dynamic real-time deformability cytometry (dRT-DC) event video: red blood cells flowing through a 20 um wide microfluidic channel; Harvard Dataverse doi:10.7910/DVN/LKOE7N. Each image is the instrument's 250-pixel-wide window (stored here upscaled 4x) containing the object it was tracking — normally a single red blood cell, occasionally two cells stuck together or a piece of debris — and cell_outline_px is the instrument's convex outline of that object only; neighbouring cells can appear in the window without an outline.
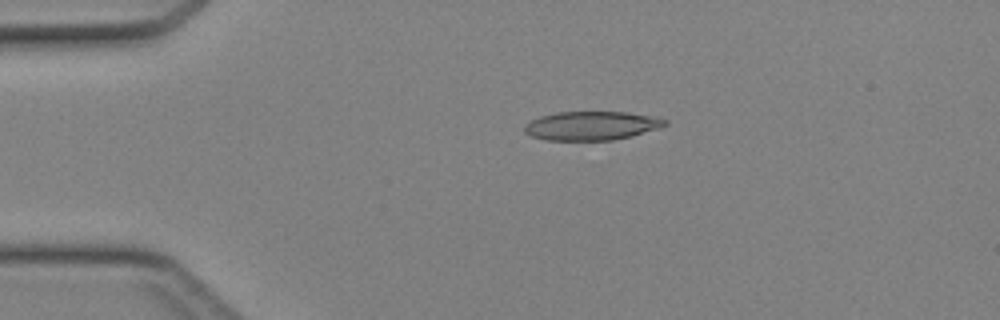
{"species": "Egyptian fruit bat (a non-hibernating species)", "species_latin": "Rousettus aegyptiacus", "temperature_condition": "cold", "stored_images_in_passage": 46, "camera_frame_rate_fps": 3000, "um_per_image_px": 0.085, "animal": {"sex": "female"}, "frame": {"image": 1, "passage_image": 10, "time_ms": 3.0, "image_size_px": [1000, 320], "cell_outline_px": [[668, 124], [660, 128], [632, 136], [612, 140], [544, 140], [532, 136], [524, 132], [524, 124], [540, 116], [556, 112], [624, 112], [652, 116], [668, 120]], "centroid_in_image_um": [50.28, 10.69], "position_along_channel_um": 34.7, "area_um2": 23.64}}
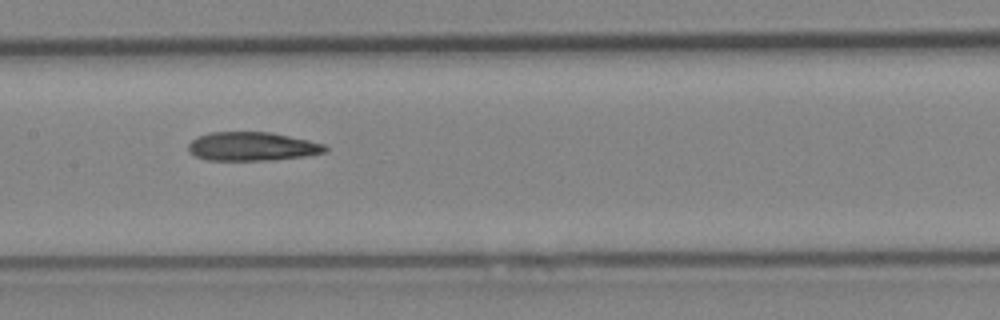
{"frame": {"image": 2, "passage_image": 23, "time_ms": 7.333, "image_size_px": [1000, 320], "cell_outline_px": [[328, 148], [324, 152], [304, 156], [268, 160], [208, 160], [196, 156], [188, 152], [188, 144], [196, 136], [212, 132], [268, 132], [308, 140], [324, 144]], "centroid_in_image_um": [21.38, 12.44], "position_along_channel_um": 186.0, "area_um2": 22.72}}
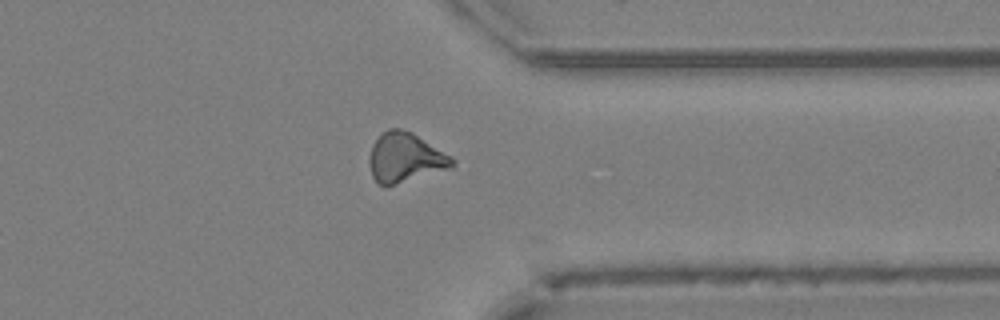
{"frame": {"image": 3, "passage_image": 36, "time_ms": 11.667, "image_size_px": [1000, 320], "cell_outline_px": [[456, 164], [452, 168], [392, 184], [380, 184], [372, 176], [368, 160], [372, 144], [388, 128], [400, 128], [412, 132], [452, 156], [456, 160]], "centroid_in_image_um": [34.47, 13.37], "position_along_channel_um": 376.9, "area_um2": 23.64}}